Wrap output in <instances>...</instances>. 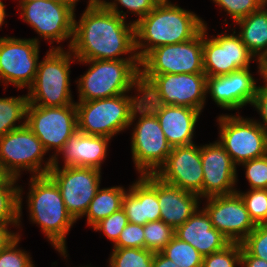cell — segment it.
<instances>
[{"label":"cell","instance_id":"cell-32","mask_svg":"<svg viewBox=\"0 0 267 267\" xmlns=\"http://www.w3.org/2000/svg\"><path fill=\"white\" fill-rule=\"evenodd\" d=\"M175 236V229L161 220L151 221L144 225L145 248L161 252Z\"/></svg>","mask_w":267,"mask_h":267},{"label":"cell","instance_id":"cell-26","mask_svg":"<svg viewBox=\"0 0 267 267\" xmlns=\"http://www.w3.org/2000/svg\"><path fill=\"white\" fill-rule=\"evenodd\" d=\"M241 41L260 62L267 55V9L261 6L248 16L235 22Z\"/></svg>","mask_w":267,"mask_h":267},{"label":"cell","instance_id":"cell-16","mask_svg":"<svg viewBox=\"0 0 267 267\" xmlns=\"http://www.w3.org/2000/svg\"><path fill=\"white\" fill-rule=\"evenodd\" d=\"M39 39L0 37V82L18 89L29 88L39 60Z\"/></svg>","mask_w":267,"mask_h":267},{"label":"cell","instance_id":"cell-49","mask_svg":"<svg viewBox=\"0 0 267 267\" xmlns=\"http://www.w3.org/2000/svg\"><path fill=\"white\" fill-rule=\"evenodd\" d=\"M57 1L67 2L73 4L76 7V4L79 0H57Z\"/></svg>","mask_w":267,"mask_h":267},{"label":"cell","instance_id":"cell-43","mask_svg":"<svg viewBox=\"0 0 267 267\" xmlns=\"http://www.w3.org/2000/svg\"><path fill=\"white\" fill-rule=\"evenodd\" d=\"M267 267V262L265 260L256 258L250 255L241 246V267Z\"/></svg>","mask_w":267,"mask_h":267},{"label":"cell","instance_id":"cell-12","mask_svg":"<svg viewBox=\"0 0 267 267\" xmlns=\"http://www.w3.org/2000/svg\"><path fill=\"white\" fill-rule=\"evenodd\" d=\"M218 142L236 165L267 155V131L254 119L220 115Z\"/></svg>","mask_w":267,"mask_h":267},{"label":"cell","instance_id":"cell-27","mask_svg":"<svg viewBox=\"0 0 267 267\" xmlns=\"http://www.w3.org/2000/svg\"><path fill=\"white\" fill-rule=\"evenodd\" d=\"M127 189L121 186L99 188L84 216L87 225L93 227L99 221L120 210Z\"/></svg>","mask_w":267,"mask_h":267},{"label":"cell","instance_id":"cell-2","mask_svg":"<svg viewBox=\"0 0 267 267\" xmlns=\"http://www.w3.org/2000/svg\"><path fill=\"white\" fill-rule=\"evenodd\" d=\"M204 23L194 12L170 1H160L148 15L134 23L138 59L154 48L191 40L203 29Z\"/></svg>","mask_w":267,"mask_h":267},{"label":"cell","instance_id":"cell-47","mask_svg":"<svg viewBox=\"0 0 267 267\" xmlns=\"http://www.w3.org/2000/svg\"><path fill=\"white\" fill-rule=\"evenodd\" d=\"M258 73L264 82H267V55L258 63Z\"/></svg>","mask_w":267,"mask_h":267},{"label":"cell","instance_id":"cell-7","mask_svg":"<svg viewBox=\"0 0 267 267\" xmlns=\"http://www.w3.org/2000/svg\"><path fill=\"white\" fill-rule=\"evenodd\" d=\"M143 92L135 96L120 94L110 98L75 102L78 129L85 134L112 138L130 127L134 109L142 101Z\"/></svg>","mask_w":267,"mask_h":267},{"label":"cell","instance_id":"cell-20","mask_svg":"<svg viewBox=\"0 0 267 267\" xmlns=\"http://www.w3.org/2000/svg\"><path fill=\"white\" fill-rule=\"evenodd\" d=\"M256 82L249 69H240L228 75L207 78L206 93L218 107L238 110L253 104L258 88Z\"/></svg>","mask_w":267,"mask_h":267},{"label":"cell","instance_id":"cell-19","mask_svg":"<svg viewBox=\"0 0 267 267\" xmlns=\"http://www.w3.org/2000/svg\"><path fill=\"white\" fill-rule=\"evenodd\" d=\"M200 155L203 166L202 197L235 193L237 167L218 140L201 145Z\"/></svg>","mask_w":267,"mask_h":267},{"label":"cell","instance_id":"cell-6","mask_svg":"<svg viewBox=\"0 0 267 267\" xmlns=\"http://www.w3.org/2000/svg\"><path fill=\"white\" fill-rule=\"evenodd\" d=\"M145 104L185 106L203 111L206 103L205 73L140 75Z\"/></svg>","mask_w":267,"mask_h":267},{"label":"cell","instance_id":"cell-51","mask_svg":"<svg viewBox=\"0 0 267 267\" xmlns=\"http://www.w3.org/2000/svg\"><path fill=\"white\" fill-rule=\"evenodd\" d=\"M94 1H100V0H89V2H94Z\"/></svg>","mask_w":267,"mask_h":267},{"label":"cell","instance_id":"cell-15","mask_svg":"<svg viewBox=\"0 0 267 267\" xmlns=\"http://www.w3.org/2000/svg\"><path fill=\"white\" fill-rule=\"evenodd\" d=\"M207 24L203 27V68L207 78L228 75L240 69H250L257 61L234 29L232 34L221 33L208 38ZM254 59V60H253Z\"/></svg>","mask_w":267,"mask_h":267},{"label":"cell","instance_id":"cell-24","mask_svg":"<svg viewBox=\"0 0 267 267\" xmlns=\"http://www.w3.org/2000/svg\"><path fill=\"white\" fill-rule=\"evenodd\" d=\"M175 236L191 244L203 257L223 250L230 244V241L213 227L206 211L199 208L175 229Z\"/></svg>","mask_w":267,"mask_h":267},{"label":"cell","instance_id":"cell-11","mask_svg":"<svg viewBox=\"0 0 267 267\" xmlns=\"http://www.w3.org/2000/svg\"><path fill=\"white\" fill-rule=\"evenodd\" d=\"M182 73H204L203 29L189 41L154 48L140 60V75Z\"/></svg>","mask_w":267,"mask_h":267},{"label":"cell","instance_id":"cell-1","mask_svg":"<svg viewBox=\"0 0 267 267\" xmlns=\"http://www.w3.org/2000/svg\"><path fill=\"white\" fill-rule=\"evenodd\" d=\"M70 50L77 60L138 59L134 23L127 24L100 1H88L80 20H74ZM126 54L131 55L120 57Z\"/></svg>","mask_w":267,"mask_h":267},{"label":"cell","instance_id":"cell-38","mask_svg":"<svg viewBox=\"0 0 267 267\" xmlns=\"http://www.w3.org/2000/svg\"><path fill=\"white\" fill-rule=\"evenodd\" d=\"M219 8L230 15L234 22L248 16L264 5V0H213Z\"/></svg>","mask_w":267,"mask_h":267},{"label":"cell","instance_id":"cell-9","mask_svg":"<svg viewBox=\"0 0 267 267\" xmlns=\"http://www.w3.org/2000/svg\"><path fill=\"white\" fill-rule=\"evenodd\" d=\"M46 153L41 141L27 125L0 138V161L15 179L24 170L30 171L32 176L47 175L53 165V158L44 161Z\"/></svg>","mask_w":267,"mask_h":267},{"label":"cell","instance_id":"cell-3","mask_svg":"<svg viewBox=\"0 0 267 267\" xmlns=\"http://www.w3.org/2000/svg\"><path fill=\"white\" fill-rule=\"evenodd\" d=\"M29 182V219L41 227L55 250L66 258V235L76 221L68 213L59 187L48 174L32 176Z\"/></svg>","mask_w":267,"mask_h":267},{"label":"cell","instance_id":"cell-39","mask_svg":"<svg viewBox=\"0 0 267 267\" xmlns=\"http://www.w3.org/2000/svg\"><path fill=\"white\" fill-rule=\"evenodd\" d=\"M240 165L246 170L245 175L250 189H267V155L245 161Z\"/></svg>","mask_w":267,"mask_h":267},{"label":"cell","instance_id":"cell-23","mask_svg":"<svg viewBox=\"0 0 267 267\" xmlns=\"http://www.w3.org/2000/svg\"><path fill=\"white\" fill-rule=\"evenodd\" d=\"M110 140L105 136L89 135L76 129L55 157L60 153L63 155L62 167H91L101 170Z\"/></svg>","mask_w":267,"mask_h":267},{"label":"cell","instance_id":"cell-48","mask_svg":"<svg viewBox=\"0 0 267 267\" xmlns=\"http://www.w3.org/2000/svg\"><path fill=\"white\" fill-rule=\"evenodd\" d=\"M5 7V4L0 0V28L3 24H5V17L8 16L6 14Z\"/></svg>","mask_w":267,"mask_h":267},{"label":"cell","instance_id":"cell-45","mask_svg":"<svg viewBox=\"0 0 267 267\" xmlns=\"http://www.w3.org/2000/svg\"><path fill=\"white\" fill-rule=\"evenodd\" d=\"M153 267H180L165 257L161 252H155L153 256Z\"/></svg>","mask_w":267,"mask_h":267},{"label":"cell","instance_id":"cell-36","mask_svg":"<svg viewBox=\"0 0 267 267\" xmlns=\"http://www.w3.org/2000/svg\"><path fill=\"white\" fill-rule=\"evenodd\" d=\"M20 236L18 233L0 252V267H35L29 253L18 247Z\"/></svg>","mask_w":267,"mask_h":267},{"label":"cell","instance_id":"cell-22","mask_svg":"<svg viewBox=\"0 0 267 267\" xmlns=\"http://www.w3.org/2000/svg\"><path fill=\"white\" fill-rule=\"evenodd\" d=\"M157 116L168 144L173 147L193 144L194 130L201 112L185 106L146 104Z\"/></svg>","mask_w":267,"mask_h":267},{"label":"cell","instance_id":"cell-46","mask_svg":"<svg viewBox=\"0 0 267 267\" xmlns=\"http://www.w3.org/2000/svg\"><path fill=\"white\" fill-rule=\"evenodd\" d=\"M17 180L6 170L2 162L0 161V186L4 185H17Z\"/></svg>","mask_w":267,"mask_h":267},{"label":"cell","instance_id":"cell-4","mask_svg":"<svg viewBox=\"0 0 267 267\" xmlns=\"http://www.w3.org/2000/svg\"><path fill=\"white\" fill-rule=\"evenodd\" d=\"M90 68L77 81L78 102L110 98L131 90L143 92L140 60H77Z\"/></svg>","mask_w":267,"mask_h":267},{"label":"cell","instance_id":"cell-8","mask_svg":"<svg viewBox=\"0 0 267 267\" xmlns=\"http://www.w3.org/2000/svg\"><path fill=\"white\" fill-rule=\"evenodd\" d=\"M136 117L139 118L131 134L132 159L140 175L155 174L166 162L172 147L157 116L143 101L134 109L130 127Z\"/></svg>","mask_w":267,"mask_h":267},{"label":"cell","instance_id":"cell-5","mask_svg":"<svg viewBox=\"0 0 267 267\" xmlns=\"http://www.w3.org/2000/svg\"><path fill=\"white\" fill-rule=\"evenodd\" d=\"M68 50L53 46L38 62L34 82L28 88L29 104L42 107L75 105L70 90V65L77 59Z\"/></svg>","mask_w":267,"mask_h":267},{"label":"cell","instance_id":"cell-44","mask_svg":"<svg viewBox=\"0 0 267 267\" xmlns=\"http://www.w3.org/2000/svg\"><path fill=\"white\" fill-rule=\"evenodd\" d=\"M9 225H0V252L13 240L18 233L9 231Z\"/></svg>","mask_w":267,"mask_h":267},{"label":"cell","instance_id":"cell-35","mask_svg":"<svg viewBox=\"0 0 267 267\" xmlns=\"http://www.w3.org/2000/svg\"><path fill=\"white\" fill-rule=\"evenodd\" d=\"M241 266V243H230L223 250L203 257L202 267Z\"/></svg>","mask_w":267,"mask_h":267},{"label":"cell","instance_id":"cell-34","mask_svg":"<svg viewBox=\"0 0 267 267\" xmlns=\"http://www.w3.org/2000/svg\"><path fill=\"white\" fill-rule=\"evenodd\" d=\"M100 2L110 11L119 15L121 18H126V12L118 9V4H121V8H127L130 13L138 16V19H135L133 23L148 15L160 2V0H114L112 2L100 0Z\"/></svg>","mask_w":267,"mask_h":267},{"label":"cell","instance_id":"cell-14","mask_svg":"<svg viewBox=\"0 0 267 267\" xmlns=\"http://www.w3.org/2000/svg\"><path fill=\"white\" fill-rule=\"evenodd\" d=\"M26 125L41 141L47 152L56 150L51 155L54 158L78 129L76 105L42 107L28 104Z\"/></svg>","mask_w":267,"mask_h":267},{"label":"cell","instance_id":"cell-25","mask_svg":"<svg viewBox=\"0 0 267 267\" xmlns=\"http://www.w3.org/2000/svg\"><path fill=\"white\" fill-rule=\"evenodd\" d=\"M160 220L176 229L200 208L199 195L161 181L157 177Z\"/></svg>","mask_w":267,"mask_h":267},{"label":"cell","instance_id":"cell-31","mask_svg":"<svg viewBox=\"0 0 267 267\" xmlns=\"http://www.w3.org/2000/svg\"><path fill=\"white\" fill-rule=\"evenodd\" d=\"M154 252L146 248H113L109 267H153Z\"/></svg>","mask_w":267,"mask_h":267},{"label":"cell","instance_id":"cell-17","mask_svg":"<svg viewBox=\"0 0 267 267\" xmlns=\"http://www.w3.org/2000/svg\"><path fill=\"white\" fill-rule=\"evenodd\" d=\"M161 181L199 195L202 200L203 166L200 146L173 147L166 162L154 174Z\"/></svg>","mask_w":267,"mask_h":267},{"label":"cell","instance_id":"cell-28","mask_svg":"<svg viewBox=\"0 0 267 267\" xmlns=\"http://www.w3.org/2000/svg\"><path fill=\"white\" fill-rule=\"evenodd\" d=\"M28 104L27 95L0 97V138L6 133L26 125ZM17 121L20 122L18 125H16Z\"/></svg>","mask_w":267,"mask_h":267},{"label":"cell","instance_id":"cell-42","mask_svg":"<svg viewBox=\"0 0 267 267\" xmlns=\"http://www.w3.org/2000/svg\"><path fill=\"white\" fill-rule=\"evenodd\" d=\"M252 106L255 107L263 120L257 122L267 131V82L263 86H258Z\"/></svg>","mask_w":267,"mask_h":267},{"label":"cell","instance_id":"cell-30","mask_svg":"<svg viewBox=\"0 0 267 267\" xmlns=\"http://www.w3.org/2000/svg\"><path fill=\"white\" fill-rule=\"evenodd\" d=\"M161 253L180 267H202L203 256L189 243L174 236Z\"/></svg>","mask_w":267,"mask_h":267},{"label":"cell","instance_id":"cell-10","mask_svg":"<svg viewBox=\"0 0 267 267\" xmlns=\"http://www.w3.org/2000/svg\"><path fill=\"white\" fill-rule=\"evenodd\" d=\"M21 18L29 24L37 34L49 43H61L74 34L75 6L57 0L19 1Z\"/></svg>","mask_w":267,"mask_h":267},{"label":"cell","instance_id":"cell-13","mask_svg":"<svg viewBox=\"0 0 267 267\" xmlns=\"http://www.w3.org/2000/svg\"><path fill=\"white\" fill-rule=\"evenodd\" d=\"M58 157L48 175L60 189L68 213L77 221L84 217L101 184V170L91 167H60ZM61 168V169H60Z\"/></svg>","mask_w":267,"mask_h":267},{"label":"cell","instance_id":"cell-29","mask_svg":"<svg viewBox=\"0 0 267 267\" xmlns=\"http://www.w3.org/2000/svg\"><path fill=\"white\" fill-rule=\"evenodd\" d=\"M23 189L18 185L0 186V225L20 228Z\"/></svg>","mask_w":267,"mask_h":267},{"label":"cell","instance_id":"cell-41","mask_svg":"<svg viewBox=\"0 0 267 267\" xmlns=\"http://www.w3.org/2000/svg\"><path fill=\"white\" fill-rule=\"evenodd\" d=\"M113 248H145L144 226L128 223Z\"/></svg>","mask_w":267,"mask_h":267},{"label":"cell","instance_id":"cell-37","mask_svg":"<svg viewBox=\"0 0 267 267\" xmlns=\"http://www.w3.org/2000/svg\"><path fill=\"white\" fill-rule=\"evenodd\" d=\"M241 246L252 256L267 262V223L256 227L241 242Z\"/></svg>","mask_w":267,"mask_h":267},{"label":"cell","instance_id":"cell-50","mask_svg":"<svg viewBox=\"0 0 267 267\" xmlns=\"http://www.w3.org/2000/svg\"><path fill=\"white\" fill-rule=\"evenodd\" d=\"M264 5L267 6V0H264Z\"/></svg>","mask_w":267,"mask_h":267},{"label":"cell","instance_id":"cell-21","mask_svg":"<svg viewBox=\"0 0 267 267\" xmlns=\"http://www.w3.org/2000/svg\"><path fill=\"white\" fill-rule=\"evenodd\" d=\"M157 196V177L154 174L140 175L125 192L122 209L132 224L145 225L160 220Z\"/></svg>","mask_w":267,"mask_h":267},{"label":"cell","instance_id":"cell-18","mask_svg":"<svg viewBox=\"0 0 267 267\" xmlns=\"http://www.w3.org/2000/svg\"><path fill=\"white\" fill-rule=\"evenodd\" d=\"M203 208L213 227L220 231L230 243H241L256 227L241 198L235 192L229 195L206 198Z\"/></svg>","mask_w":267,"mask_h":267},{"label":"cell","instance_id":"cell-40","mask_svg":"<svg viewBox=\"0 0 267 267\" xmlns=\"http://www.w3.org/2000/svg\"><path fill=\"white\" fill-rule=\"evenodd\" d=\"M128 223V218L125 215L124 210L121 208L107 218L99 221L92 228L94 231H102L103 234L115 244L122 230Z\"/></svg>","mask_w":267,"mask_h":267},{"label":"cell","instance_id":"cell-33","mask_svg":"<svg viewBox=\"0 0 267 267\" xmlns=\"http://www.w3.org/2000/svg\"><path fill=\"white\" fill-rule=\"evenodd\" d=\"M242 198L250 218L255 224L267 223V189L236 191Z\"/></svg>","mask_w":267,"mask_h":267}]
</instances>
